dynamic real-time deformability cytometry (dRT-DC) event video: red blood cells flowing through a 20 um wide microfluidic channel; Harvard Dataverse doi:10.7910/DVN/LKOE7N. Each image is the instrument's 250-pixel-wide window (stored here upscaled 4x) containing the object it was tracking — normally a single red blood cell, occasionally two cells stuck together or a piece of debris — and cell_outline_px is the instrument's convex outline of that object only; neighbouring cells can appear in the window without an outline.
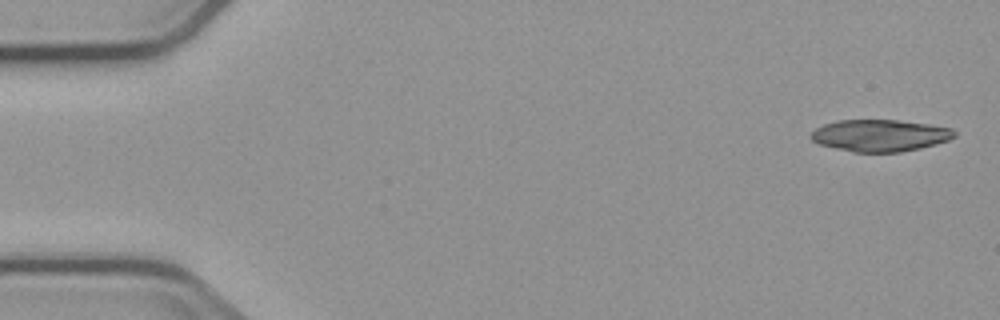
{"species": "common noctule bat (a hibernating species)", "species_latin": "Nyctalus noctula", "temperature_condition": "cold", "stored_images_in_passage": 5, "camera_frame_rate_fps": 3000, "um_per_image_px": 0.085, "animal": {"sex": "male", "body_mass_g": 23.1, "forearm_length_mm": 52.7}, "frame": {"image": 1, "passage_image": 1, "time_ms": 0.0, "image_size_px": [1000, 320], "cell_outline_px": [[956, 136], [948, 140], [936, 144], [920, 148], [900, 152], [852, 152], [820, 144], [812, 140], [808, 136], [816, 128], [824, 124], [836, 120], [896, 120], [928, 124], [952, 128], [956, 132]], "centroid_in_image_um": [74.8, 11.51], "position_along_channel_um": 10.2, "area_um2": 26.65}}